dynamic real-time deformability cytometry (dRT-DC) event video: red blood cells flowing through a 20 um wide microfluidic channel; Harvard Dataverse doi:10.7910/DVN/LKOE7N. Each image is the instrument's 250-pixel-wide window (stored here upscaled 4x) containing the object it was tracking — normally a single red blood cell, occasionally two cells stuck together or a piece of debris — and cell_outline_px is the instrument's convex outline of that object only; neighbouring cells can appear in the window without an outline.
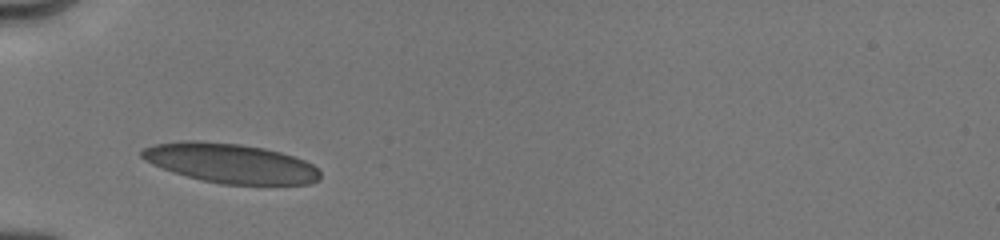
{"species": "human", "species_latin": "Homo sapiens", "temperature_condition": "cold", "stored_images_in_passage": 9, "camera_frame_rate_fps": 3000, "um_per_image_px": 0.085, "donor": {"sex": "male"}, "frame": {"image": 1, "passage_image": 1, "time_ms": 0.0, "image_size_px": [1000, 240], "cell_outline_px": [[320, 180], [308, 184], [224, 184], [204, 180], [188, 176], [152, 164], [144, 160], [140, 156], [140, 148], [152, 144], [184, 140], [196, 140], [240, 144], [264, 148], [280, 152], [304, 160], [312, 164], [320, 172]], "centroid_in_image_um": [19.56, 13.85], "position_along_channel_um": 65.4, "area_um2": 40.92}}
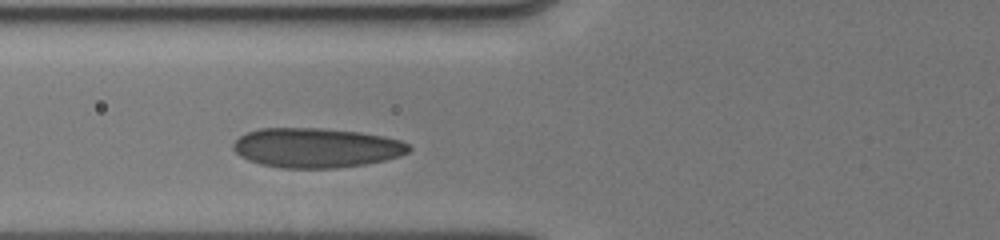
{"frame": {"image": 2, "passage_image": 8, "time_ms": 1.0, "image_size_px": [1000, 240], "cell_outline_px": [[412, 148], [408, 152], [400, 156], [384, 160], [364, 164], [336, 168], [280, 168], [260, 164], [248, 160], [240, 156], [232, 148], [232, 144], [240, 136], [248, 132], [260, 128], [324, 128], [360, 132], [384, 136], [400, 140], [408, 144]], "centroid_in_image_um": [26.87, 12.56], "position_along_channel_um": 98.9, "area_um2": 40.69}}